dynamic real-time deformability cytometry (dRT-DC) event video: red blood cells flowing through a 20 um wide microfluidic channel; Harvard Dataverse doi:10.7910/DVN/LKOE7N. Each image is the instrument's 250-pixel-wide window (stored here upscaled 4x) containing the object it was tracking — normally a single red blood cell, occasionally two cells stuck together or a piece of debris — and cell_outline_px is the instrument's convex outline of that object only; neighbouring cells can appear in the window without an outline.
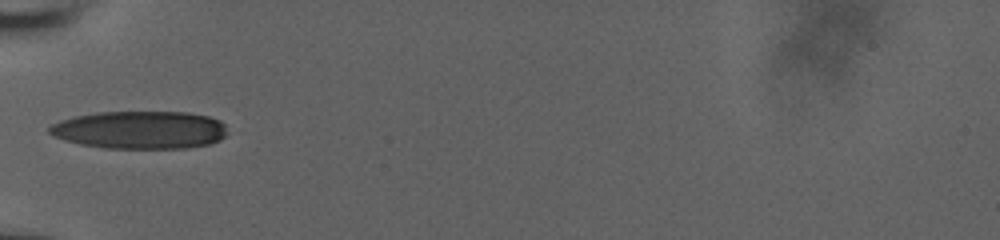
{"species": "human", "species_latin": "Homo sapiens", "temperature_condition": "room temperature", "stored_images_in_passage": 19, "camera_frame_rate_fps": 3000, "um_per_image_px": 0.085, "donor": {"sex": "male"}, "frame": {"image": 1, "passage_image": 1, "time_ms": 0.0, "image_size_px": [1000, 240], "cell_outline_px": [[224, 136], [220, 140], [208, 144], [188, 148], [104, 148], [80, 144], [64, 140], [48, 132], [48, 128], [52, 124], [60, 120], [76, 116], [96, 112], [188, 112], [208, 116], [220, 120], [224, 124]], "centroid_in_image_um": [11.88, 11.04], "position_along_channel_um": 73.1, "area_um2": 39.19}}
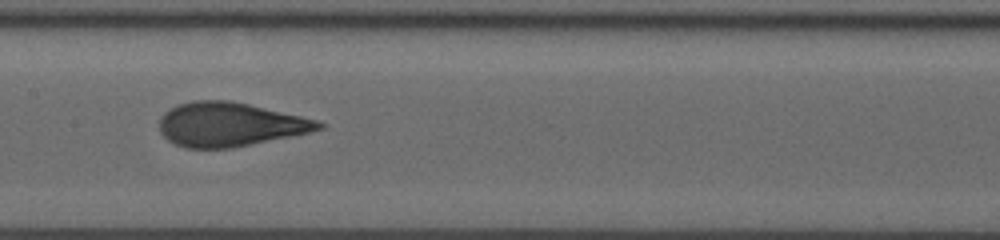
{"frame": {"image": 2, "passage_image": 8, "time_ms": 2.333, "image_size_px": [1000, 240], "cell_outline_px": [[324, 128], [308, 132], [232, 148], [184, 148], [168, 140], [160, 132], [160, 116], [164, 112], [180, 104], [192, 100], [228, 100], [248, 104], [300, 116], [316, 120], [324, 124]], "centroid_in_image_um": [19.48, 10.58], "position_along_channel_um": 187.9, "area_um2": 40.34}}
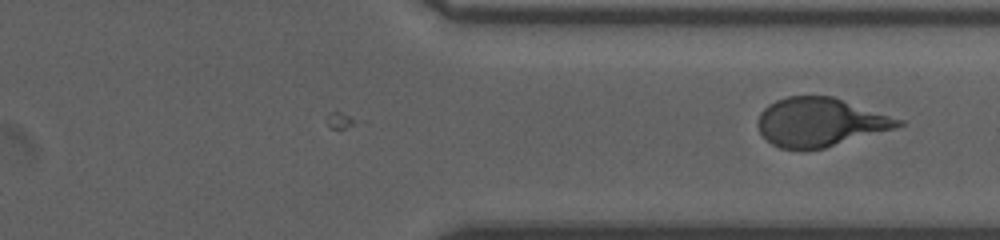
{"frame": {"image": 3, "passage_image": 19, "time_ms": 6.0, "image_size_px": [1000, 240], "cell_outline_px": [[904, 124], [892, 128], [824, 148], [800, 152], [780, 148], [772, 144], [760, 132], [756, 124], [760, 112], [768, 104], [776, 100], [788, 96], [832, 96], [904, 120]], "centroid_in_image_um": [69.63, 10.4], "position_along_channel_um": 341.8, "area_um2": 39.77}}